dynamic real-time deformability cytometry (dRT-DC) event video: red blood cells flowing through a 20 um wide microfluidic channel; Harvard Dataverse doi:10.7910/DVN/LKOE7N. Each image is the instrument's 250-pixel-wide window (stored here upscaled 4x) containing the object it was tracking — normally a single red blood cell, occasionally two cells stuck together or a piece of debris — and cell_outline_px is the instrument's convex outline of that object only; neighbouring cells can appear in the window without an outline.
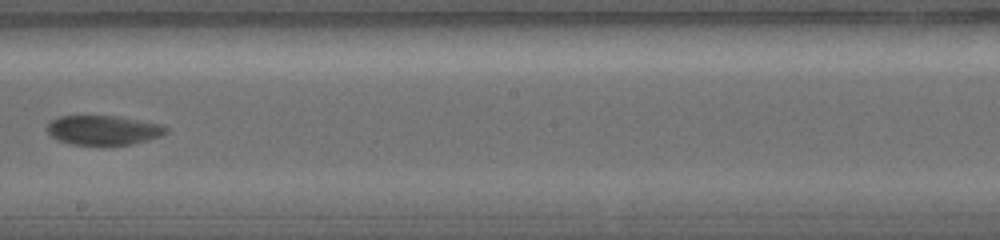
{"species": "common noctule bat (a hibernating species)", "species_latin": "Nyctalus noctula", "temperature_condition": "warm", "stored_images_in_passage": 18, "camera_frame_rate_fps": 5000, "um_per_image_px": 0.085, "animal": {"sex": "female", "body_mass_g": 19.0, "forearm_length_mm": 56.7}, "frame": {"image": 1, "passage_image": 11, "time_ms": 5.0, "image_size_px": [1000, 240], "cell_outline_px": [[168, 132], [160, 136], [148, 140], [132, 144], [72, 144], [60, 140], [52, 136], [48, 132], [48, 124], [52, 120], [60, 116], [120, 116], [160, 124], [168, 128]], "centroid_in_image_um": [8.83, 11.05], "position_along_channel_um": 239.4, "area_um2": 20.11}}
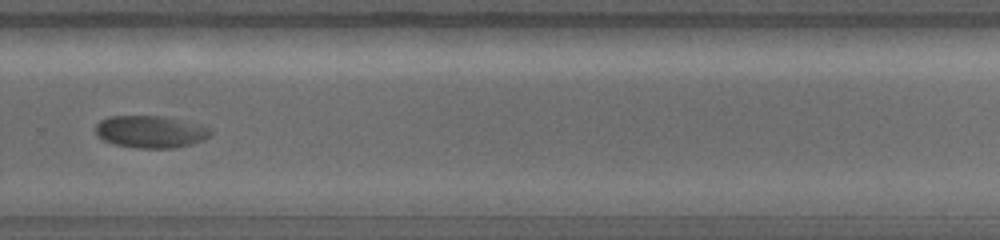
{"frame": {"image": 2, "passage_image": 13, "time_ms": 6.6, "image_size_px": [1000, 240], "cell_outline_px": [[212, 132], [204, 140], [192, 144], [172, 148], [136, 148], [116, 144], [104, 140], [96, 136], [96, 124], [100, 120], [108, 116], [164, 116], [200, 124], [212, 128]], "centroid_in_image_um": [12.81, 11.19], "position_along_channel_um": 317.0, "area_um2": 21.73}}